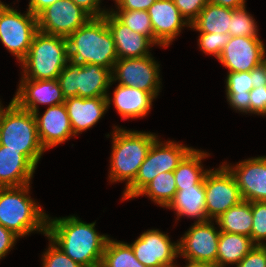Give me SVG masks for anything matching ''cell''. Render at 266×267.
Segmentation results:
<instances>
[{
	"instance_id": "cell-1",
	"label": "cell",
	"mask_w": 266,
	"mask_h": 267,
	"mask_svg": "<svg viewBox=\"0 0 266 267\" xmlns=\"http://www.w3.org/2000/svg\"><path fill=\"white\" fill-rule=\"evenodd\" d=\"M95 223L83 222L72 215L55 219L48 215L46 237L81 266L100 267L110 237L100 235Z\"/></svg>"
},
{
	"instance_id": "cell-2",
	"label": "cell",
	"mask_w": 266,
	"mask_h": 267,
	"mask_svg": "<svg viewBox=\"0 0 266 267\" xmlns=\"http://www.w3.org/2000/svg\"><path fill=\"white\" fill-rule=\"evenodd\" d=\"M69 62L96 64L109 69L118 60L113 36L104 17L90 18L68 38Z\"/></svg>"
},
{
	"instance_id": "cell-3",
	"label": "cell",
	"mask_w": 266,
	"mask_h": 267,
	"mask_svg": "<svg viewBox=\"0 0 266 267\" xmlns=\"http://www.w3.org/2000/svg\"><path fill=\"white\" fill-rule=\"evenodd\" d=\"M30 184L0 187V224L18 237L47 233L48 215L29 196Z\"/></svg>"
},
{
	"instance_id": "cell-4",
	"label": "cell",
	"mask_w": 266,
	"mask_h": 267,
	"mask_svg": "<svg viewBox=\"0 0 266 267\" xmlns=\"http://www.w3.org/2000/svg\"><path fill=\"white\" fill-rule=\"evenodd\" d=\"M110 159V181H126L127 189L135 180L141 164L158 136L153 133L114 127Z\"/></svg>"
},
{
	"instance_id": "cell-5",
	"label": "cell",
	"mask_w": 266,
	"mask_h": 267,
	"mask_svg": "<svg viewBox=\"0 0 266 267\" xmlns=\"http://www.w3.org/2000/svg\"><path fill=\"white\" fill-rule=\"evenodd\" d=\"M0 145L20 150L37 166L43 148L37 131L34 113L19 108L12 100L0 114Z\"/></svg>"
},
{
	"instance_id": "cell-6",
	"label": "cell",
	"mask_w": 266,
	"mask_h": 267,
	"mask_svg": "<svg viewBox=\"0 0 266 267\" xmlns=\"http://www.w3.org/2000/svg\"><path fill=\"white\" fill-rule=\"evenodd\" d=\"M20 63L23 67L21 79H57L69 63L67 38L38 31L27 56Z\"/></svg>"
},
{
	"instance_id": "cell-7",
	"label": "cell",
	"mask_w": 266,
	"mask_h": 267,
	"mask_svg": "<svg viewBox=\"0 0 266 267\" xmlns=\"http://www.w3.org/2000/svg\"><path fill=\"white\" fill-rule=\"evenodd\" d=\"M158 140L157 138L151 145L134 182L124 190L123 201L135 198L159 174L173 172L183 158L193 149L174 141L162 143Z\"/></svg>"
},
{
	"instance_id": "cell-8",
	"label": "cell",
	"mask_w": 266,
	"mask_h": 267,
	"mask_svg": "<svg viewBox=\"0 0 266 267\" xmlns=\"http://www.w3.org/2000/svg\"><path fill=\"white\" fill-rule=\"evenodd\" d=\"M58 83L65 99L70 97H107L112 85L111 71L96 64L68 63L59 74Z\"/></svg>"
},
{
	"instance_id": "cell-9",
	"label": "cell",
	"mask_w": 266,
	"mask_h": 267,
	"mask_svg": "<svg viewBox=\"0 0 266 267\" xmlns=\"http://www.w3.org/2000/svg\"><path fill=\"white\" fill-rule=\"evenodd\" d=\"M38 32L37 16L29 10L21 14L0 1V41L21 62Z\"/></svg>"
},
{
	"instance_id": "cell-10",
	"label": "cell",
	"mask_w": 266,
	"mask_h": 267,
	"mask_svg": "<svg viewBox=\"0 0 266 267\" xmlns=\"http://www.w3.org/2000/svg\"><path fill=\"white\" fill-rule=\"evenodd\" d=\"M159 67L152 55L118 59L111 72V82L113 84L118 80L120 85L144 90L157 98L161 88Z\"/></svg>"
},
{
	"instance_id": "cell-11",
	"label": "cell",
	"mask_w": 266,
	"mask_h": 267,
	"mask_svg": "<svg viewBox=\"0 0 266 267\" xmlns=\"http://www.w3.org/2000/svg\"><path fill=\"white\" fill-rule=\"evenodd\" d=\"M204 187L209 220H217L228 209L243 200L233 175L224 165L215 170L210 169L206 173Z\"/></svg>"
},
{
	"instance_id": "cell-12",
	"label": "cell",
	"mask_w": 266,
	"mask_h": 267,
	"mask_svg": "<svg viewBox=\"0 0 266 267\" xmlns=\"http://www.w3.org/2000/svg\"><path fill=\"white\" fill-rule=\"evenodd\" d=\"M212 223L194 222L178 241L179 255L190 262L216 264L220 230Z\"/></svg>"
},
{
	"instance_id": "cell-13",
	"label": "cell",
	"mask_w": 266,
	"mask_h": 267,
	"mask_svg": "<svg viewBox=\"0 0 266 267\" xmlns=\"http://www.w3.org/2000/svg\"><path fill=\"white\" fill-rule=\"evenodd\" d=\"M90 18L72 0H58L37 15L38 31L68 38Z\"/></svg>"
},
{
	"instance_id": "cell-14",
	"label": "cell",
	"mask_w": 266,
	"mask_h": 267,
	"mask_svg": "<svg viewBox=\"0 0 266 267\" xmlns=\"http://www.w3.org/2000/svg\"><path fill=\"white\" fill-rule=\"evenodd\" d=\"M135 257L146 267H175L179 255L178 242L158 229L143 232L132 244Z\"/></svg>"
},
{
	"instance_id": "cell-15",
	"label": "cell",
	"mask_w": 266,
	"mask_h": 267,
	"mask_svg": "<svg viewBox=\"0 0 266 267\" xmlns=\"http://www.w3.org/2000/svg\"><path fill=\"white\" fill-rule=\"evenodd\" d=\"M265 45L259 37H231L217 60L228 72H248L264 62Z\"/></svg>"
},
{
	"instance_id": "cell-16",
	"label": "cell",
	"mask_w": 266,
	"mask_h": 267,
	"mask_svg": "<svg viewBox=\"0 0 266 267\" xmlns=\"http://www.w3.org/2000/svg\"><path fill=\"white\" fill-rule=\"evenodd\" d=\"M222 164L233 175L243 200L266 201V156L245 159L235 166Z\"/></svg>"
},
{
	"instance_id": "cell-17",
	"label": "cell",
	"mask_w": 266,
	"mask_h": 267,
	"mask_svg": "<svg viewBox=\"0 0 266 267\" xmlns=\"http://www.w3.org/2000/svg\"><path fill=\"white\" fill-rule=\"evenodd\" d=\"M12 101L19 108L34 113L39 110V104L56 106L63 104L65 98L57 79H22Z\"/></svg>"
},
{
	"instance_id": "cell-18",
	"label": "cell",
	"mask_w": 266,
	"mask_h": 267,
	"mask_svg": "<svg viewBox=\"0 0 266 267\" xmlns=\"http://www.w3.org/2000/svg\"><path fill=\"white\" fill-rule=\"evenodd\" d=\"M40 142L46 150L69 140L73 134L65 104L48 107L42 116L34 112Z\"/></svg>"
},
{
	"instance_id": "cell-19",
	"label": "cell",
	"mask_w": 266,
	"mask_h": 267,
	"mask_svg": "<svg viewBox=\"0 0 266 267\" xmlns=\"http://www.w3.org/2000/svg\"><path fill=\"white\" fill-rule=\"evenodd\" d=\"M147 12L154 37L164 47H168L175 40L183 27H190L173 0H156Z\"/></svg>"
},
{
	"instance_id": "cell-20",
	"label": "cell",
	"mask_w": 266,
	"mask_h": 267,
	"mask_svg": "<svg viewBox=\"0 0 266 267\" xmlns=\"http://www.w3.org/2000/svg\"><path fill=\"white\" fill-rule=\"evenodd\" d=\"M103 17L113 36L118 59L141 58L151 55L149 48L155 44L148 37L132 31L110 11Z\"/></svg>"
},
{
	"instance_id": "cell-21",
	"label": "cell",
	"mask_w": 266,
	"mask_h": 267,
	"mask_svg": "<svg viewBox=\"0 0 266 267\" xmlns=\"http://www.w3.org/2000/svg\"><path fill=\"white\" fill-rule=\"evenodd\" d=\"M74 136L93 127L108 110L106 97H70L64 102Z\"/></svg>"
},
{
	"instance_id": "cell-22",
	"label": "cell",
	"mask_w": 266,
	"mask_h": 267,
	"mask_svg": "<svg viewBox=\"0 0 266 267\" xmlns=\"http://www.w3.org/2000/svg\"><path fill=\"white\" fill-rule=\"evenodd\" d=\"M36 166L20 150L0 145V187L30 184Z\"/></svg>"
},
{
	"instance_id": "cell-23",
	"label": "cell",
	"mask_w": 266,
	"mask_h": 267,
	"mask_svg": "<svg viewBox=\"0 0 266 267\" xmlns=\"http://www.w3.org/2000/svg\"><path fill=\"white\" fill-rule=\"evenodd\" d=\"M106 98L108 108L113 102L118 114L125 120L146 116L151 110L152 102L155 99L144 90L120 84L113 91V99L110 98L109 94Z\"/></svg>"
},
{
	"instance_id": "cell-24",
	"label": "cell",
	"mask_w": 266,
	"mask_h": 267,
	"mask_svg": "<svg viewBox=\"0 0 266 267\" xmlns=\"http://www.w3.org/2000/svg\"><path fill=\"white\" fill-rule=\"evenodd\" d=\"M167 208L176 212L177 219L184 215L188 218H196V222L209 221L206 212L204 181L197 187L177 190L173 201Z\"/></svg>"
},
{
	"instance_id": "cell-25",
	"label": "cell",
	"mask_w": 266,
	"mask_h": 267,
	"mask_svg": "<svg viewBox=\"0 0 266 267\" xmlns=\"http://www.w3.org/2000/svg\"><path fill=\"white\" fill-rule=\"evenodd\" d=\"M254 246L256 245L249 236L220 232L216 265H237Z\"/></svg>"
},
{
	"instance_id": "cell-26",
	"label": "cell",
	"mask_w": 266,
	"mask_h": 267,
	"mask_svg": "<svg viewBox=\"0 0 266 267\" xmlns=\"http://www.w3.org/2000/svg\"><path fill=\"white\" fill-rule=\"evenodd\" d=\"M210 154L192 149L179 163L173 171L177 190H183L188 187H197L204 181V177L209 170H204L201 160Z\"/></svg>"
},
{
	"instance_id": "cell-27",
	"label": "cell",
	"mask_w": 266,
	"mask_h": 267,
	"mask_svg": "<svg viewBox=\"0 0 266 267\" xmlns=\"http://www.w3.org/2000/svg\"><path fill=\"white\" fill-rule=\"evenodd\" d=\"M232 9L207 3L197 18L190 24V28L203 33L229 32Z\"/></svg>"
},
{
	"instance_id": "cell-28",
	"label": "cell",
	"mask_w": 266,
	"mask_h": 267,
	"mask_svg": "<svg viewBox=\"0 0 266 267\" xmlns=\"http://www.w3.org/2000/svg\"><path fill=\"white\" fill-rule=\"evenodd\" d=\"M227 74L226 98L229 105L236 111L250 113V91L254 88L250 71Z\"/></svg>"
},
{
	"instance_id": "cell-29",
	"label": "cell",
	"mask_w": 266,
	"mask_h": 267,
	"mask_svg": "<svg viewBox=\"0 0 266 267\" xmlns=\"http://www.w3.org/2000/svg\"><path fill=\"white\" fill-rule=\"evenodd\" d=\"M215 222L219 226L220 232L251 237L253 224L251 202L242 200L223 213Z\"/></svg>"
},
{
	"instance_id": "cell-30",
	"label": "cell",
	"mask_w": 266,
	"mask_h": 267,
	"mask_svg": "<svg viewBox=\"0 0 266 267\" xmlns=\"http://www.w3.org/2000/svg\"><path fill=\"white\" fill-rule=\"evenodd\" d=\"M177 192L176 181L173 172H164L156 176L147 184L136 197L141 195L149 197L155 204L168 207Z\"/></svg>"
},
{
	"instance_id": "cell-31",
	"label": "cell",
	"mask_w": 266,
	"mask_h": 267,
	"mask_svg": "<svg viewBox=\"0 0 266 267\" xmlns=\"http://www.w3.org/2000/svg\"><path fill=\"white\" fill-rule=\"evenodd\" d=\"M100 267H146L134 255L125 242L108 239Z\"/></svg>"
},
{
	"instance_id": "cell-32",
	"label": "cell",
	"mask_w": 266,
	"mask_h": 267,
	"mask_svg": "<svg viewBox=\"0 0 266 267\" xmlns=\"http://www.w3.org/2000/svg\"><path fill=\"white\" fill-rule=\"evenodd\" d=\"M110 12L125 26L132 31L148 37L155 45L164 47L155 37L152 24L147 11L136 10H110Z\"/></svg>"
},
{
	"instance_id": "cell-33",
	"label": "cell",
	"mask_w": 266,
	"mask_h": 267,
	"mask_svg": "<svg viewBox=\"0 0 266 267\" xmlns=\"http://www.w3.org/2000/svg\"><path fill=\"white\" fill-rule=\"evenodd\" d=\"M246 6L239 9H232L229 34L232 37L246 36L258 37V28L255 19L246 11Z\"/></svg>"
},
{
	"instance_id": "cell-34",
	"label": "cell",
	"mask_w": 266,
	"mask_h": 267,
	"mask_svg": "<svg viewBox=\"0 0 266 267\" xmlns=\"http://www.w3.org/2000/svg\"><path fill=\"white\" fill-rule=\"evenodd\" d=\"M253 224L251 239L255 245L263 246L266 240V201L251 202Z\"/></svg>"
},
{
	"instance_id": "cell-35",
	"label": "cell",
	"mask_w": 266,
	"mask_h": 267,
	"mask_svg": "<svg viewBox=\"0 0 266 267\" xmlns=\"http://www.w3.org/2000/svg\"><path fill=\"white\" fill-rule=\"evenodd\" d=\"M198 37V43L201 51L218 59L223 48L226 46L232 36L229 33L224 34L200 32V35Z\"/></svg>"
},
{
	"instance_id": "cell-36",
	"label": "cell",
	"mask_w": 266,
	"mask_h": 267,
	"mask_svg": "<svg viewBox=\"0 0 266 267\" xmlns=\"http://www.w3.org/2000/svg\"><path fill=\"white\" fill-rule=\"evenodd\" d=\"M42 260L43 267H83L67 256L51 240L48 249L43 253Z\"/></svg>"
},
{
	"instance_id": "cell-37",
	"label": "cell",
	"mask_w": 266,
	"mask_h": 267,
	"mask_svg": "<svg viewBox=\"0 0 266 267\" xmlns=\"http://www.w3.org/2000/svg\"><path fill=\"white\" fill-rule=\"evenodd\" d=\"M175 6L179 9L181 15L191 24L203 8L207 5L208 0H173Z\"/></svg>"
},
{
	"instance_id": "cell-38",
	"label": "cell",
	"mask_w": 266,
	"mask_h": 267,
	"mask_svg": "<svg viewBox=\"0 0 266 267\" xmlns=\"http://www.w3.org/2000/svg\"><path fill=\"white\" fill-rule=\"evenodd\" d=\"M236 267H266V246H254Z\"/></svg>"
},
{
	"instance_id": "cell-39",
	"label": "cell",
	"mask_w": 266,
	"mask_h": 267,
	"mask_svg": "<svg viewBox=\"0 0 266 267\" xmlns=\"http://www.w3.org/2000/svg\"><path fill=\"white\" fill-rule=\"evenodd\" d=\"M250 113L266 115V86L261 85L250 91Z\"/></svg>"
},
{
	"instance_id": "cell-40",
	"label": "cell",
	"mask_w": 266,
	"mask_h": 267,
	"mask_svg": "<svg viewBox=\"0 0 266 267\" xmlns=\"http://www.w3.org/2000/svg\"><path fill=\"white\" fill-rule=\"evenodd\" d=\"M83 11H85L91 18L103 17L108 10L100 8L101 0H72Z\"/></svg>"
},
{
	"instance_id": "cell-41",
	"label": "cell",
	"mask_w": 266,
	"mask_h": 267,
	"mask_svg": "<svg viewBox=\"0 0 266 267\" xmlns=\"http://www.w3.org/2000/svg\"><path fill=\"white\" fill-rule=\"evenodd\" d=\"M19 237L0 224V260L5 257Z\"/></svg>"
},
{
	"instance_id": "cell-42",
	"label": "cell",
	"mask_w": 266,
	"mask_h": 267,
	"mask_svg": "<svg viewBox=\"0 0 266 267\" xmlns=\"http://www.w3.org/2000/svg\"><path fill=\"white\" fill-rule=\"evenodd\" d=\"M156 0H116V10L147 11Z\"/></svg>"
},
{
	"instance_id": "cell-43",
	"label": "cell",
	"mask_w": 266,
	"mask_h": 267,
	"mask_svg": "<svg viewBox=\"0 0 266 267\" xmlns=\"http://www.w3.org/2000/svg\"><path fill=\"white\" fill-rule=\"evenodd\" d=\"M251 80L254 88L259 86H266V62H262L251 71Z\"/></svg>"
},
{
	"instance_id": "cell-44",
	"label": "cell",
	"mask_w": 266,
	"mask_h": 267,
	"mask_svg": "<svg viewBox=\"0 0 266 267\" xmlns=\"http://www.w3.org/2000/svg\"><path fill=\"white\" fill-rule=\"evenodd\" d=\"M58 0H30L28 9L33 15L37 16L46 7L56 3Z\"/></svg>"
},
{
	"instance_id": "cell-45",
	"label": "cell",
	"mask_w": 266,
	"mask_h": 267,
	"mask_svg": "<svg viewBox=\"0 0 266 267\" xmlns=\"http://www.w3.org/2000/svg\"><path fill=\"white\" fill-rule=\"evenodd\" d=\"M208 2L231 9H239L246 6L245 0H208Z\"/></svg>"
},
{
	"instance_id": "cell-46",
	"label": "cell",
	"mask_w": 266,
	"mask_h": 267,
	"mask_svg": "<svg viewBox=\"0 0 266 267\" xmlns=\"http://www.w3.org/2000/svg\"><path fill=\"white\" fill-rule=\"evenodd\" d=\"M178 267V266H175ZM185 267H218L216 264L187 261Z\"/></svg>"
},
{
	"instance_id": "cell-47",
	"label": "cell",
	"mask_w": 266,
	"mask_h": 267,
	"mask_svg": "<svg viewBox=\"0 0 266 267\" xmlns=\"http://www.w3.org/2000/svg\"><path fill=\"white\" fill-rule=\"evenodd\" d=\"M1 106H2V104L0 102V114H1L2 110L4 109V106H2L3 108Z\"/></svg>"
}]
</instances>
